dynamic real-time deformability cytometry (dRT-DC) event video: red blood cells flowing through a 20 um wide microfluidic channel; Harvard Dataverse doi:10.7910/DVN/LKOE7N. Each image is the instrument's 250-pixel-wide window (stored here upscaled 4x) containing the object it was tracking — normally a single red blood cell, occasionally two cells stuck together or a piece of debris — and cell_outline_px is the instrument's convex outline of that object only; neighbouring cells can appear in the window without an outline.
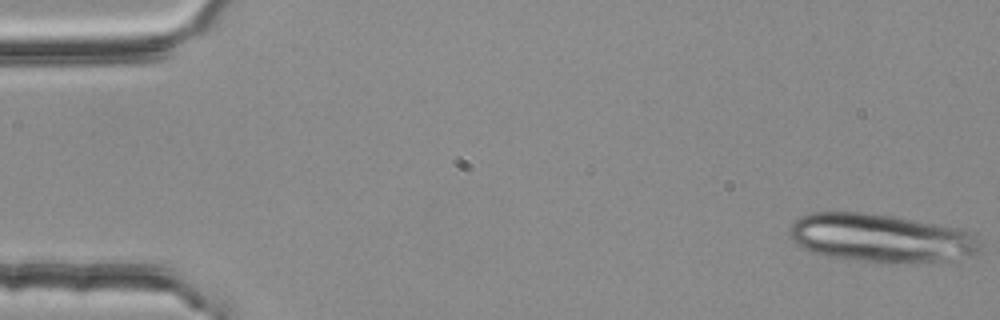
{"species": "common noctule bat (a hibernating species)", "species_latin": "Nyctalus noctula", "temperature_condition": "room temperature", "stored_images_in_passage": 4, "camera_frame_rate_fps": 3000, "um_per_image_px": 0.085, "animal": {"sex": "female", "body_mass_g": 25.1}, "frame": {"image": 1, "passage_image": 1, "time_ms": 0.0, "image_size_px": [1000, 320], "cell_outline_px": [[984, 252], [980, 256], [952, 260], [896, 264], [884, 264], [852, 260], [828, 256], [812, 252], [800, 248], [792, 240], [788, 232], [788, 228], [800, 216], [808, 212], [860, 212], [892, 216], [964, 228], [972, 232], [980, 240]], "centroid_in_image_um": [74.98, 20.26], "position_along_channel_um": 10.0, "area_um2": 55.43}}